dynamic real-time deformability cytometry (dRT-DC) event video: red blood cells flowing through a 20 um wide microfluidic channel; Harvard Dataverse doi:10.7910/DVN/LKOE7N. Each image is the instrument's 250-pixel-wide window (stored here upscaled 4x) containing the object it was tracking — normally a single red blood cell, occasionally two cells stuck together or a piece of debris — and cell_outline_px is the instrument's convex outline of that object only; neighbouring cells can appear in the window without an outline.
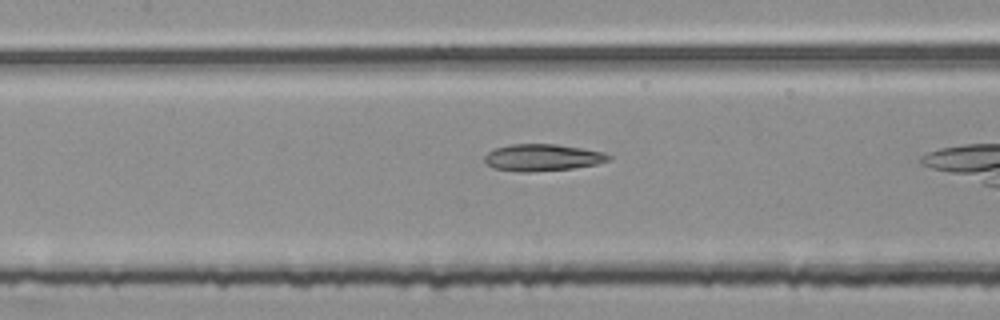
{"species": "common noctule bat (a hibernating species)", "species_latin": "Nyctalus noctula", "temperature_condition": "room temperature", "stored_images_in_passage": 37, "camera_frame_rate_fps": 3000, "um_per_image_px": 0.085, "animal": {"sex": "female", "body_mass_g": 25.1}, "frame": {"image": 1, "passage_image": 19, "time_ms": 6.0, "image_size_px": [1000, 320], "cell_outline_px": [[612, 160], [596, 164], [572, 168], [532, 172], [520, 172], [492, 168], [484, 160], [484, 156], [488, 152], [496, 148], [508, 144], [556, 144], [584, 148], [604, 152], [612, 156]], "centroid_in_image_um": [46.13, 13.39], "position_along_channel_um": 161.3, "area_um2": 19.59}}
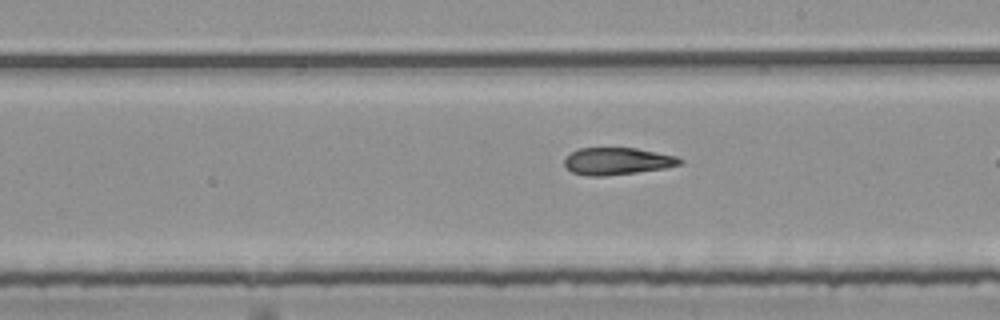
{"frame": {"image": 2, "passage_image": 25, "time_ms": 8.0, "image_size_px": [1000, 320], "cell_outline_px": [[684, 164], [664, 168], [636, 172], [604, 176], [588, 176], [572, 172], [564, 164], [564, 160], [572, 152], [580, 148], [636, 148], [676, 156], [684, 160]], "centroid_in_image_um": [52.5, 13.7], "position_along_channel_um": 236.5, "area_um2": 18.15}}
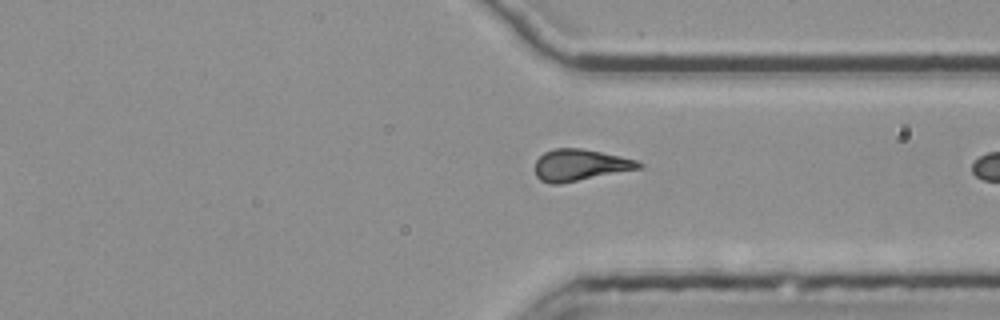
{"frame": {"image": 3, "passage_image": 35, "time_ms": 11.333, "image_size_px": [1000, 320], "cell_outline_px": [[644, 164], [640, 168], [560, 184], [548, 184], [540, 180], [536, 176], [536, 160], [544, 152], [556, 148], [584, 148], [620, 156], [636, 160]], "centroid_in_image_um": [49.28, 14.03], "position_along_channel_um": 362.1, "area_um2": 19.02}}